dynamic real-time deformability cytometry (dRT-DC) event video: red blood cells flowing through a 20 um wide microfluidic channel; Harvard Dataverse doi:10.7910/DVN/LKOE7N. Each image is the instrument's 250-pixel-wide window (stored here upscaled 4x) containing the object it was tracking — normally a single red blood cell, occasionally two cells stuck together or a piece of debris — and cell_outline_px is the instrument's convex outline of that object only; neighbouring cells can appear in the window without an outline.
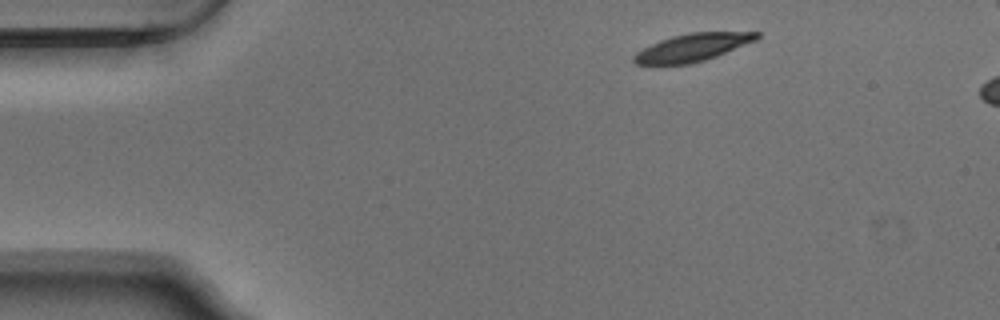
{"species": "Egyptian fruit bat (a non-hibernating species)", "species_latin": "Rousettus aegyptiacus", "temperature_condition": "warm", "stored_images_in_passage": 6, "camera_frame_rate_fps": 3000, "um_per_image_px": 0.085, "animal": {"sex": "male"}, "frame": {"image": 1, "passage_image": 1, "time_ms": 0.0, "image_size_px": [1000, 320], "cell_outline_px": [[760, 36], [756, 40], [716, 56], [704, 60], [688, 64], [636, 64], [632, 60], [632, 56], [636, 52], [660, 40], [672, 36], [688, 32], [760, 32]], "centroid_in_image_um": [58.85, 4.02], "position_along_channel_um": 26.1, "area_um2": 19.59}}